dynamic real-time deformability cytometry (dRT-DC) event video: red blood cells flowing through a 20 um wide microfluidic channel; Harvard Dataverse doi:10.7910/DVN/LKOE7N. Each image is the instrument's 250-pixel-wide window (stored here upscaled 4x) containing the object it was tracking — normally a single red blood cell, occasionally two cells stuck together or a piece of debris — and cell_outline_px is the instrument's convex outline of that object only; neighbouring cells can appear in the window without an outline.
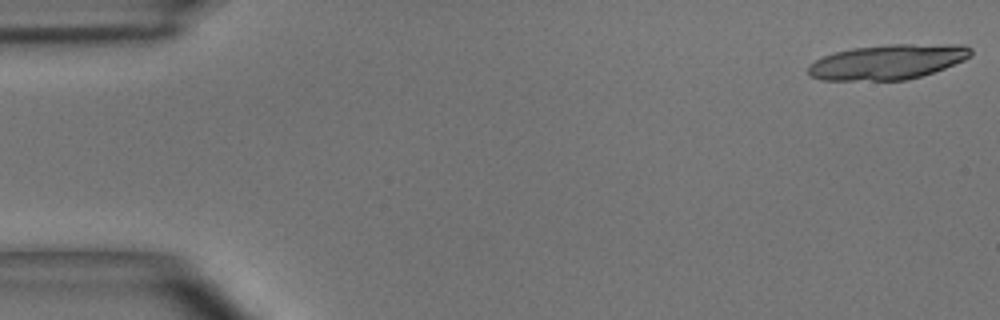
{"species": "common noctule bat (a hibernating species)", "species_latin": "Nyctalus noctula", "temperature_condition": "room temperature", "stored_images_in_passage": 21, "segment_of_instrument_passage": [1, 2], "camera_frame_rate_fps": 3000, "um_per_image_px": 0.085, "animal": {"sex": "male", "body_mass_g": 15.6}, "frame": {"image": 1, "passage_image": 1, "time_ms": 0.0, "image_size_px": [1000, 320], "cell_outline_px": [[972, 56], [964, 60], [944, 68], [920, 76], [904, 80], [820, 80], [808, 76], [808, 64], [824, 56], [836, 52], [852, 48], [888, 44], [964, 44], [972, 48]], "centroid_in_image_um": [75.46, 5.25], "position_along_channel_um": 9.5, "area_um2": 33.23}}